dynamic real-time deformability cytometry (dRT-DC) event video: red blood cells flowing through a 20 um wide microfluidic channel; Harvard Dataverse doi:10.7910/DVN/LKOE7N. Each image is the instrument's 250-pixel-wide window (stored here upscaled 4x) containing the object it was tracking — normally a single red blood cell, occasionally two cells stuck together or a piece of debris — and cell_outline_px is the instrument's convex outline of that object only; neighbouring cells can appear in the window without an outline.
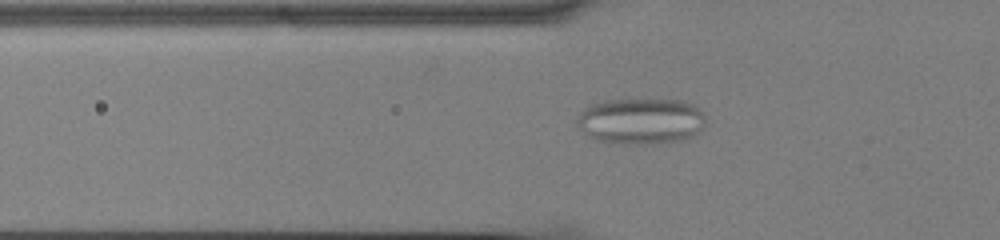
{"species": "common noctule bat (a hibernating species)", "species_latin": "Nyctalus noctula", "temperature_condition": "cold", "stored_images_in_passage": 46, "camera_frame_rate_fps": 3000, "um_per_image_px": 0.085, "animal": {"sex": "male", "body_mass_g": 13.0, "forearm_length_mm": 53.1}, "frame": {"image": 1, "passage_image": 9, "time_ms": 2.667, "image_size_px": [1000, 240], "cell_outline_px": [[704, 124], [692, 136], [680, 140], [656, 144], [612, 144], [588, 136], [576, 124], [576, 120], [580, 112], [588, 104], [604, 100], [684, 100], [692, 104], [704, 112]], "centroid_in_image_um": [54.43, 10.29], "position_along_channel_um": 71.4, "area_um2": 34.74}}
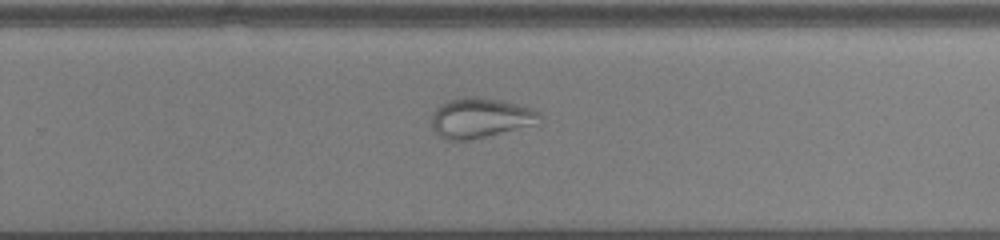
{"frame": {"image": 2, "passage_image": 27, "time_ms": 8.667, "image_size_px": [1000, 240], "cell_outline_px": [[544, 116], [540, 124], [468, 140], [444, 140], [432, 128], [432, 112], [440, 104], [448, 100], [460, 96], [476, 96], [504, 100], [532, 108], [540, 112]], "centroid_in_image_um": [40.87, 10.0], "position_along_channel_um": 288.9, "area_um2": 25.78}}
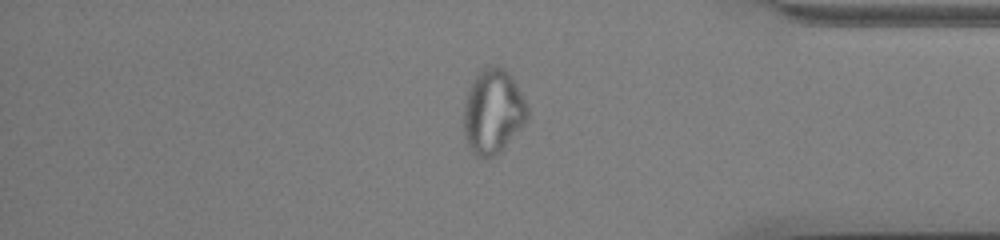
{"frame": {"image": 3, "passage_image": 37, "time_ms": 12.0, "image_size_px": [1000, 240], "cell_outline_px": [[528, 120], [500, 152], [496, 156], [484, 160], [476, 156], [468, 148], [464, 136], [464, 100], [468, 88], [472, 80], [484, 68], [492, 64], [496, 64], [504, 68], [508, 72], [516, 84], [528, 108]], "centroid_in_image_um": [41.88, 9.51], "position_along_channel_um": 393.3, "area_um2": 31.79}}